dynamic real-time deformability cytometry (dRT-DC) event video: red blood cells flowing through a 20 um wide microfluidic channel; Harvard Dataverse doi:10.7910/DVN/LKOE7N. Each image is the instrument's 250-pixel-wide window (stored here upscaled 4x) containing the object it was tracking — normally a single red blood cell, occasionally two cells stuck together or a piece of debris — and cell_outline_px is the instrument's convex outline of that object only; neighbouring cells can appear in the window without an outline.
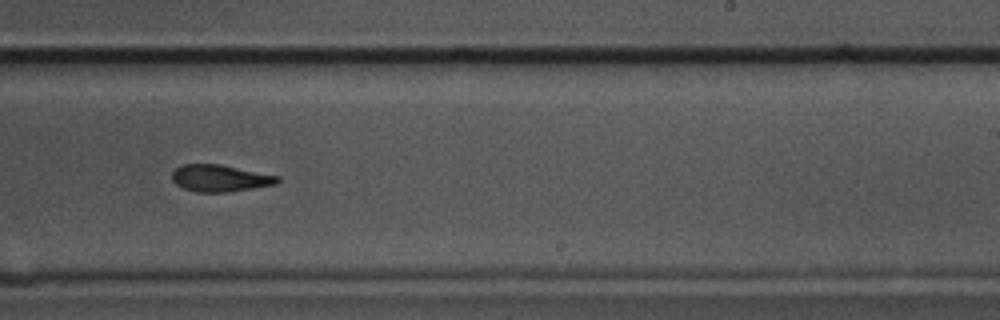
{"species": "common noctule bat (a hibernating species)", "species_latin": "Nyctalus noctula", "temperature_condition": "cold", "stored_images_in_passage": 36, "camera_frame_rate_fps": 3000, "um_per_image_px": 0.085, "animal": {"sex": "male", "body_mass_g": 17.5, "forearm_length_mm": 52.3}, "frame": {"image": 1, "passage_image": 21, "time_ms": 6.667, "image_size_px": [1000, 320], "cell_outline_px": [[280, 180], [276, 184], [228, 192], [196, 192], [184, 188], [176, 184], [172, 180], [172, 172], [176, 168], [184, 164], [220, 164], [280, 176]], "centroid_in_image_um": [18.7, 15.14], "position_along_channel_um": 270.3, "area_um2": 16.47}, "authors_computed_cell_mechanics": {"area_um2": 17.6001, "velocity_mm_per_s": 3.4697, "shape_relaxation_time_tau1_ms": 2.6423, "shape_relaxation_time_tau2_ms": 3.5878, "deformation_change_tau1": 0.1614, "deformation_change_tau2": 0.1084}}